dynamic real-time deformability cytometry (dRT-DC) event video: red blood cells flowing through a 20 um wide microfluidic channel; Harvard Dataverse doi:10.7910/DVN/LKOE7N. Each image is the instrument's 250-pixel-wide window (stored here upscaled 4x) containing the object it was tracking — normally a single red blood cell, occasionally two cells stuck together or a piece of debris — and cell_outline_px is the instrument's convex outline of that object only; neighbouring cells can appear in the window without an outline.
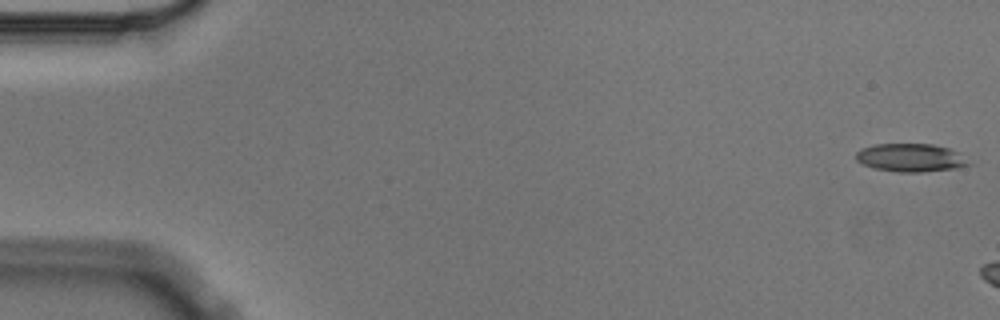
{"species": "Egyptian fruit bat (a non-hibernating species)", "species_latin": "Rousettus aegyptiacus", "temperature_condition": "cold", "stored_images_in_passage": 3, "camera_frame_rate_fps": 3000, "um_per_image_px": 0.085, "animal": {"sex": "male"}, "frame": {"image": 1, "passage_image": 1, "time_ms": 0.0, "image_size_px": [1000, 320], "cell_outline_px": [[972, 164], [956, 168], [920, 172], [900, 172], [876, 168], [864, 164], [856, 160], [856, 152], [860, 148], [876, 144], [932, 144], [948, 148], [956, 152]], "centroid_in_image_um": [77.37, 13.4], "position_along_channel_um": 7.6, "area_um2": 18.21}}